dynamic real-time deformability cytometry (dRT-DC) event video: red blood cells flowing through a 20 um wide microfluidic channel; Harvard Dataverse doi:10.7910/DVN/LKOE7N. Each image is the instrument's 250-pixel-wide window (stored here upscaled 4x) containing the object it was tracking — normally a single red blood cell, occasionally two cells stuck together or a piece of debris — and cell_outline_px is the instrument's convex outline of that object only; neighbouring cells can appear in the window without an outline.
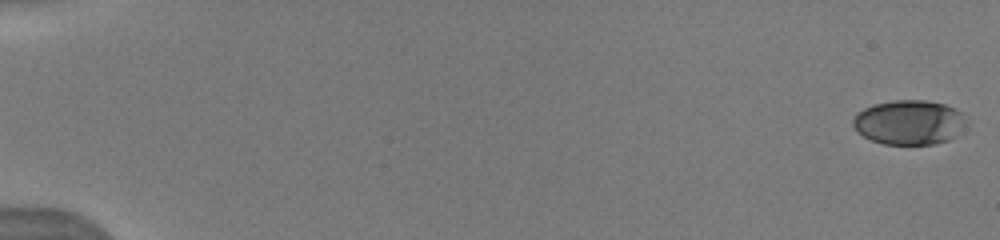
{"species": "human", "species_latin": "Homo sapiens", "temperature_condition": "warm", "stored_images_in_passage": 43, "camera_frame_rate_fps": 3000, "um_per_image_px": 0.085, "donor": {"sex": "male"}, "frame": {"image": 1, "passage_image": 1, "time_ms": 0.0, "image_size_px": [1000, 240], "cell_outline_px": [[960, 116], [956, 136], [948, 140], [936, 144], [884, 144], [872, 140], [864, 136], [852, 124], [852, 120], [864, 108], [872, 104], [896, 100], [924, 100], [944, 104], [960, 112]], "centroid_in_image_um": [77.18, 10.4], "position_along_channel_um": 7.8, "area_um2": 28.44}}
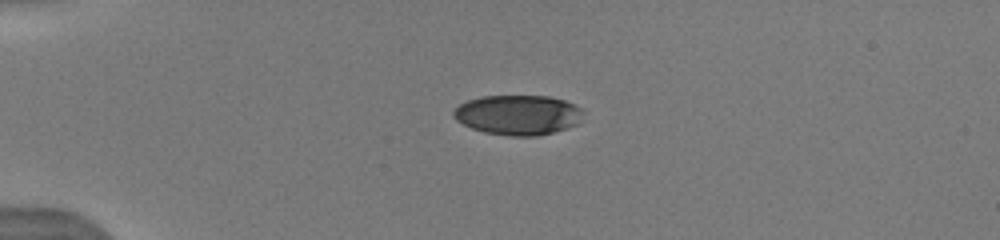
{"frame": {"image": 2, "passage_image": 8, "time_ms": 4.333, "image_size_px": [1000, 240], "cell_outline_px": [[580, 120], [576, 124], [568, 128], [536, 136], [508, 136], [484, 132], [472, 128], [456, 120], [452, 116], [452, 112], [460, 104], [468, 100], [484, 96], [548, 96], [564, 100], [580, 108]], "centroid_in_image_um": [43.99, 9.77], "position_along_channel_um": 41.0, "area_um2": 29.88}}
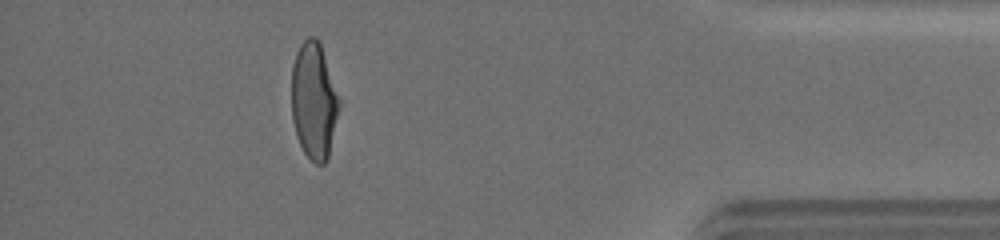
{"frame": {"image": 3, "passage_image": 38, "time_ms": 15.333, "image_size_px": [1000, 240], "cell_outline_px": [[340, 100], [328, 156], [324, 164], [316, 164], [304, 152], [296, 136], [292, 120], [292, 64], [296, 52], [300, 44], [308, 36], [316, 36], [320, 44]], "centroid_in_image_um": [26.65, 8.54], "position_along_channel_um": 408.6, "area_um2": 31.91}, "authors_computed_cell_mechanics": {"area_um2": 32.5992, "velocity_mm_per_s": 4.0864, "shape_relaxation_time_tau1_ms": 5.3812, "shape_relaxation_time_tau2_ms": 0.9132, "deformation_change_tau1": 0.205, "deformation_change_tau2": 0.0665}}